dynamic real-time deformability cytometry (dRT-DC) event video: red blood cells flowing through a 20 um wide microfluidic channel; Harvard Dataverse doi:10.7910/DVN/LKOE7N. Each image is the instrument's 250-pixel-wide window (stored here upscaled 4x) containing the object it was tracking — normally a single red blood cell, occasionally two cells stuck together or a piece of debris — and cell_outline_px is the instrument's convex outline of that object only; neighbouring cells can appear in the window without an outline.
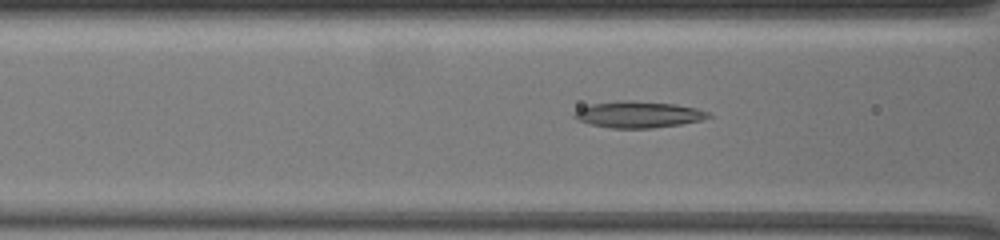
{"species": "common noctule bat (a hibernating species)", "species_latin": "Nyctalus noctula", "temperature_condition": "warm", "stored_images_in_passage": 17, "camera_frame_rate_fps": 3000, "um_per_image_px": 0.085, "animal": {"sex": "female", "body_mass_g": 19.5, "forearm_length_mm": 54.1}, "frame": {"image": 1, "passage_image": 7, "time_ms": 2.0, "image_size_px": [1000, 240], "cell_outline_px": [[712, 116], [700, 120], [680, 124], [652, 128], [612, 128], [588, 124], [572, 116], [572, 112], [580, 108], [592, 104], [616, 100], [632, 100], [676, 104], [696, 108], [708, 112]], "centroid_in_image_um": [54.22, 9.72], "position_along_channel_um": 112.4, "area_um2": 20.69}}
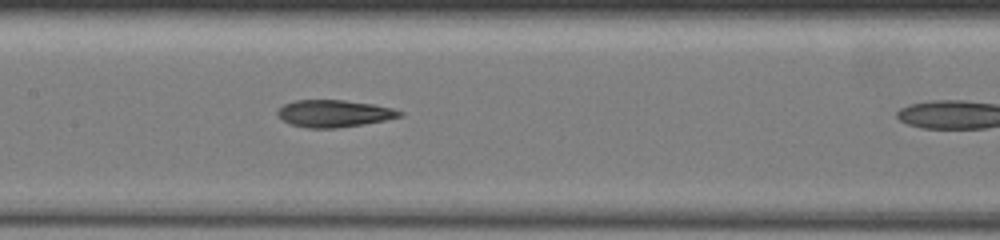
{"frame": {"image": 2, "passage_image": 13, "time_ms": 4.0, "image_size_px": [1000, 240], "cell_outline_px": [[404, 116], [364, 124], [336, 128], [308, 128], [292, 124], [276, 116], [276, 112], [284, 104], [296, 100], [344, 100], [372, 104], [392, 108], [404, 112]], "centroid_in_image_um": [28.4, 9.64], "position_along_channel_um": 179.0, "area_um2": 19.25}}
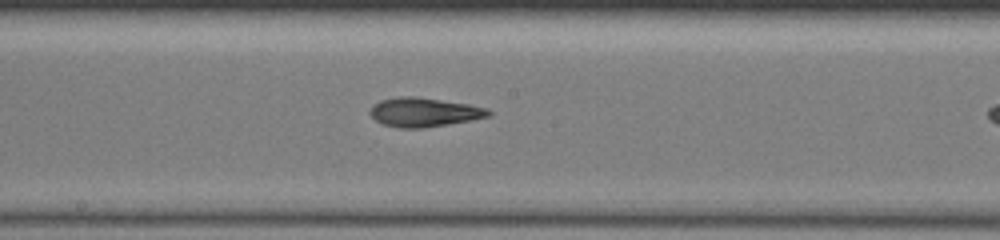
{"frame": {"image": 3, "passage_image": 16, "time_ms": 5.0, "image_size_px": [1000, 240], "cell_outline_px": [[492, 112], [488, 116], [472, 120], [424, 128], [396, 128], [384, 124], [376, 120], [368, 112], [372, 104], [380, 100], [400, 96], [416, 96], [468, 104], [488, 108]], "centroid_in_image_um": [36.02, 9.53], "position_along_channel_um": 212.2, "area_um2": 20.17}}